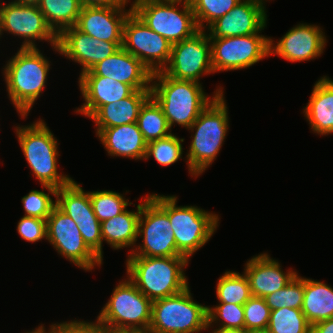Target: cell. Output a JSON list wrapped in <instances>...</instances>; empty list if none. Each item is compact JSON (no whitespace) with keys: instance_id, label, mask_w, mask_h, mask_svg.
<instances>
[{"instance_id":"obj_1","label":"cell","mask_w":333,"mask_h":333,"mask_svg":"<svg viewBox=\"0 0 333 333\" xmlns=\"http://www.w3.org/2000/svg\"><path fill=\"white\" fill-rule=\"evenodd\" d=\"M223 92L220 86L210 98L201 83L175 79L162 71L152 74L151 97L161 107L170 129L175 123L188 129L200 113Z\"/></svg>"},{"instance_id":"obj_2","label":"cell","mask_w":333,"mask_h":333,"mask_svg":"<svg viewBox=\"0 0 333 333\" xmlns=\"http://www.w3.org/2000/svg\"><path fill=\"white\" fill-rule=\"evenodd\" d=\"M185 256H128L127 278L152 302L182 292L189 285Z\"/></svg>"},{"instance_id":"obj_3","label":"cell","mask_w":333,"mask_h":333,"mask_svg":"<svg viewBox=\"0 0 333 333\" xmlns=\"http://www.w3.org/2000/svg\"><path fill=\"white\" fill-rule=\"evenodd\" d=\"M50 61L36 48H21L4 66L9 95L21 118H26L46 86Z\"/></svg>"},{"instance_id":"obj_4","label":"cell","mask_w":333,"mask_h":333,"mask_svg":"<svg viewBox=\"0 0 333 333\" xmlns=\"http://www.w3.org/2000/svg\"><path fill=\"white\" fill-rule=\"evenodd\" d=\"M227 109L224 94L217 96L187 129L195 131L186 155L192 177L205 172L219 154L229 128Z\"/></svg>"},{"instance_id":"obj_5","label":"cell","mask_w":333,"mask_h":333,"mask_svg":"<svg viewBox=\"0 0 333 333\" xmlns=\"http://www.w3.org/2000/svg\"><path fill=\"white\" fill-rule=\"evenodd\" d=\"M15 131L28 166L41 185L59 189L73 181L68 175L58 173V141L44 120L18 125Z\"/></svg>"},{"instance_id":"obj_6","label":"cell","mask_w":333,"mask_h":333,"mask_svg":"<svg viewBox=\"0 0 333 333\" xmlns=\"http://www.w3.org/2000/svg\"><path fill=\"white\" fill-rule=\"evenodd\" d=\"M139 236L143 238V244L132 247L128 256H181L177 252L174 232L168 216V195L155 193L142 199L138 221Z\"/></svg>"},{"instance_id":"obj_7","label":"cell","mask_w":333,"mask_h":333,"mask_svg":"<svg viewBox=\"0 0 333 333\" xmlns=\"http://www.w3.org/2000/svg\"><path fill=\"white\" fill-rule=\"evenodd\" d=\"M152 301L129 279L122 280L94 322L116 330H136L148 333Z\"/></svg>"},{"instance_id":"obj_8","label":"cell","mask_w":333,"mask_h":333,"mask_svg":"<svg viewBox=\"0 0 333 333\" xmlns=\"http://www.w3.org/2000/svg\"><path fill=\"white\" fill-rule=\"evenodd\" d=\"M207 307L193 300L189 286L180 293L155 300L148 333H199L207 330Z\"/></svg>"},{"instance_id":"obj_9","label":"cell","mask_w":333,"mask_h":333,"mask_svg":"<svg viewBox=\"0 0 333 333\" xmlns=\"http://www.w3.org/2000/svg\"><path fill=\"white\" fill-rule=\"evenodd\" d=\"M176 5H182V10H178ZM131 6L144 24L171 44L190 38L199 31L190 1L134 0Z\"/></svg>"},{"instance_id":"obj_10","label":"cell","mask_w":333,"mask_h":333,"mask_svg":"<svg viewBox=\"0 0 333 333\" xmlns=\"http://www.w3.org/2000/svg\"><path fill=\"white\" fill-rule=\"evenodd\" d=\"M176 203L177 196H168V216L177 252L190 260L213 236L219 217L197 206H177Z\"/></svg>"},{"instance_id":"obj_11","label":"cell","mask_w":333,"mask_h":333,"mask_svg":"<svg viewBox=\"0 0 333 333\" xmlns=\"http://www.w3.org/2000/svg\"><path fill=\"white\" fill-rule=\"evenodd\" d=\"M271 38L257 33L210 39L214 73L249 68L270 56Z\"/></svg>"},{"instance_id":"obj_12","label":"cell","mask_w":333,"mask_h":333,"mask_svg":"<svg viewBox=\"0 0 333 333\" xmlns=\"http://www.w3.org/2000/svg\"><path fill=\"white\" fill-rule=\"evenodd\" d=\"M47 238L57 252L85 271L100 266L102 260L87 246L76 222L55 206L46 219Z\"/></svg>"},{"instance_id":"obj_13","label":"cell","mask_w":333,"mask_h":333,"mask_svg":"<svg viewBox=\"0 0 333 333\" xmlns=\"http://www.w3.org/2000/svg\"><path fill=\"white\" fill-rule=\"evenodd\" d=\"M162 72L175 79L198 83L203 74L214 73L208 32L199 30L192 37L172 44L169 62Z\"/></svg>"},{"instance_id":"obj_14","label":"cell","mask_w":333,"mask_h":333,"mask_svg":"<svg viewBox=\"0 0 333 333\" xmlns=\"http://www.w3.org/2000/svg\"><path fill=\"white\" fill-rule=\"evenodd\" d=\"M3 3H0V37L4 31L22 37L21 48H36V40H45L59 51L58 35L47 24L37 5Z\"/></svg>"},{"instance_id":"obj_15","label":"cell","mask_w":333,"mask_h":333,"mask_svg":"<svg viewBox=\"0 0 333 333\" xmlns=\"http://www.w3.org/2000/svg\"><path fill=\"white\" fill-rule=\"evenodd\" d=\"M122 47L152 73L164 69L172 50V44L144 24L133 11L124 23Z\"/></svg>"},{"instance_id":"obj_16","label":"cell","mask_w":333,"mask_h":333,"mask_svg":"<svg viewBox=\"0 0 333 333\" xmlns=\"http://www.w3.org/2000/svg\"><path fill=\"white\" fill-rule=\"evenodd\" d=\"M56 206L77 224L84 242L103 261L101 222L96 217L89 191L72 181L56 191Z\"/></svg>"},{"instance_id":"obj_17","label":"cell","mask_w":333,"mask_h":333,"mask_svg":"<svg viewBox=\"0 0 333 333\" xmlns=\"http://www.w3.org/2000/svg\"><path fill=\"white\" fill-rule=\"evenodd\" d=\"M266 1V0H265ZM267 22L264 0H241L206 30L210 39L261 33Z\"/></svg>"},{"instance_id":"obj_18","label":"cell","mask_w":333,"mask_h":333,"mask_svg":"<svg viewBox=\"0 0 333 333\" xmlns=\"http://www.w3.org/2000/svg\"><path fill=\"white\" fill-rule=\"evenodd\" d=\"M57 46L60 55L81 64V75L118 51L122 47V42L95 39L73 26L65 28L58 35Z\"/></svg>"},{"instance_id":"obj_19","label":"cell","mask_w":333,"mask_h":333,"mask_svg":"<svg viewBox=\"0 0 333 333\" xmlns=\"http://www.w3.org/2000/svg\"><path fill=\"white\" fill-rule=\"evenodd\" d=\"M318 25L300 23L288 30L276 43L270 39V55L289 62H302L318 58L326 47V36Z\"/></svg>"},{"instance_id":"obj_20","label":"cell","mask_w":333,"mask_h":333,"mask_svg":"<svg viewBox=\"0 0 333 333\" xmlns=\"http://www.w3.org/2000/svg\"><path fill=\"white\" fill-rule=\"evenodd\" d=\"M152 74L139 59L121 47L79 76H104L126 83L134 90H150Z\"/></svg>"},{"instance_id":"obj_21","label":"cell","mask_w":333,"mask_h":333,"mask_svg":"<svg viewBox=\"0 0 333 333\" xmlns=\"http://www.w3.org/2000/svg\"><path fill=\"white\" fill-rule=\"evenodd\" d=\"M82 7L75 27L90 37L108 42H122L123 27L132 6Z\"/></svg>"},{"instance_id":"obj_22","label":"cell","mask_w":333,"mask_h":333,"mask_svg":"<svg viewBox=\"0 0 333 333\" xmlns=\"http://www.w3.org/2000/svg\"><path fill=\"white\" fill-rule=\"evenodd\" d=\"M246 275L252 296L264 298L284 288L297 274L294 270L284 272L280 263L267 253L253 256L245 264Z\"/></svg>"},{"instance_id":"obj_23","label":"cell","mask_w":333,"mask_h":333,"mask_svg":"<svg viewBox=\"0 0 333 333\" xmlns=\"http://www.w3.org/2000/svg\"><path fill=\"white\" fill-rule=\"evenodd\" d=\"M80 93L85 100L76 113L91 117L101 106L120 101L135 90L126 83L104 76H79Z\"/></svg>"},{"instance_id":"obj_24","label":"cell","mask_w":333,"mask_h":333,"mask_svg":"<svg viewBox=\"0 0 333 333\" xmlns=\"http://www.w3.org/2000/svg\"><path fill=\"white\" fill-rule=\"evenodd\" d=\"M95 130L109 156L145 159L147 142L137 123Z\"/></svg>"},{"instance_id":"obj_25","label":"cell","mask_w":333,"mask_h":333,"mask_svg":"<svg viewBox=\"0 0 333 333\" xmlns=\"http://www.w3.org/2000/svg\"><path fill=\"white\" fill-rule=\"evenodd\" d=\"M312 131L318 135L333 133V80L327 76L315 82L309 102L303 109Z\"/></svg>"},{"instance_id":"obj_26","label":"cell","mask_w":333,"mask_h":333,"mask_svg":"<svg viewBox=\"0 0 333 333\" xmlns=\"http://www.w3.org/2000/svg\"><path fill=\"white\" fill-rule=\"evenodd\" d=\"M151 97L150 90H135L130 96L101 106L89 119L97 128L136 123L141 107Z\"/></svg>"},{"instance_id":"obj_27","label":"cell","mask_w":333,"mask_h":333,"mask_svg":"<svg viewBox=\"0 0 333 333\" xmlns=\"http://www.w3.org/2000/svg\"><path fill=\"white\" fill-rule=\"evenodd\" d=\"M141 213V203L137 211L125 210L113 218L101 222V235L114 250L136 246L138 239V221Z\"/></svg>"},{"instance_id":"obj_28","label":"cell","mask_w":333,"mask_h":333,"mask_svg":"<svg viewBox=\"0 0 333 333\" xmlns=\"http://www.w3.org/2000/svg\"><path fill=\"white\" fill-rule=\"evenodd\" d=\"M302 312L312 325L333 318V288L324 282L304 278Z\"/></svg>"},{"instance_id":"obj_29","label":"cell","mask_w":333,"mask_h":333,"mask_svg":"<svg viewBox=\"0 0 333 333\" xmlns=\"http://www.w3.org/2000/svg\"><path fill=\"white\" fill-rule=\"evenodd\" d=\"M37 6L57 35L75 26L82 8L79 0H41Z\"/></svg>"},{"instance_id":"obj_30","label":"cell","mask_w":333,"mask_h":333,"mask_svg":"<svg viewBox=\"0 0 333 333\" xmlns=\"http://www.w3.org/2000/svg\"><path fill=\"white\" fill-rule=\"evenodd\" d=\"M136 123L147 143L172 133L161 107L152 97L141 107Z\"/></svg>"},{"instance_id":"obj_31","label":"cell","mask_w":333,"mask_h":333,"mask_svg":"<svg viewBox=\"0 0 333 333\" xmlns=\"http://www.w3.org/2000/svg\"><path fill=\"white\" fill-rule=\"evenodd\" d=\"M216 286V297L219 303L244 305L252 297L249 282L244 273L226 271L219 277Z\"/></svg>"},{"instance_id":"obj_32","label":"cell","mask_w":333,"mask_h":333,"mask_svg":"<svg viewBox=\"0 0 333 333\" xmlns=\"http://www.w3.org/2000/svg\"><path fill=\"white\" fill-rule=\"evenodd\" d=\"M312 326L301 309L280 308L272 310L265 333H311Z\"/></svg>"},{"instance_id":"obj_33","label":"cell","mask_w":333,"mask_h":333,"mask_svg":"<svg viewBox=\"0 0 333 333\" xmlns=\"http://www.w3.org/2000/svg\"><path fill=\"white\" fill-rule=\"evenodd\" d=\"M89 195L93 211L100 222L121 214L132 204L122 194L110 190L89 191Z\"/></svg>"},{"instance_id":"obj_34","label":"cell","mask_w":333,"mask_h":333,"mask_svg":"<svg viewBox=\"0 0 333 333\" xmlns=\"http://www.w3.org/2000/svg\"><path fill=\"white\" fill-rule=\"evenodd\" d=\"M297 273L282 289L264 297L270 310L280 308L302 309L304 300V277Z\"/></svg>"},{"instance_id":"obj_35","label":"cell","mask_w":333,"mask_h":333,"mask_svg":"<svg viewBox=\"0 0 333 333\" xmlns=\"http://www.w3.org/2000/svg\"><path fill=\"white\" fill-rule=\"evenodd\" d=\"M239 1L241 0H190L199 30L208 28L218 18L229 13Z\"/></svg>"},{"instance_id":"obj_36","label":"cell","mask_w":333,"mask_h":333,"mask_svg":"<svg viewBox=\"0 0 333 333\" xmlns=\"http://www.w3.org/2000/svg\"><path fill=\"white\" fill-rule=\"evenodd\" d=\"M184 138H179L173 133L169 136L147 143L145 160L151 156L161 166H169L182 159Z\"/></svg>"},{"instance_id":"obj_37","label":"cell","mask_w":333,"mask_h":333,"mask_svg":"<svg viewBox=\"0 0 333 333\" xmlns=\"http://www.w3.org/2000/svg\"><path fill=\"white\" fill-rule=\"evenodd\" d=\"M43 189L48 190V193L40 190H31L21 201L25 211L24 216L38 217L46 220L52 209L56 206V200L54 201L50 194L56 197L57 189L48 185H42Z\"/></svg>"},{"instance_id":"obj_38","label":"cell","mask_w":333,"mask_h":333,"mask_svg":"<svg viewBox=\"0 0 333 333\" xmlns=\"http://www.w3.org/2000/svg\"><path fill=\"white\" fill-rule=\"evenodd\" d=\"M208 328L218 321L221 324L218 328H240L245 330L243 305L219 303L215 307H207Z\"/></svg>"},{"instance_id":"obj_39","label":"cell","mask_w":333,"mask_h":333,"mask_svg":"<svg viewBox=\"0 0 333 333\" xmlns=\"http://www.w3.org/2000/svg\"><path fill=\"white\" fill-rule=\"evenodd\" d=\"M245 330L249 333H265L270 320V308L265 299L252 296L244 305Z\"/></svg>"},{"instance_id":"obj_40","label":"cell","mask_w":333,"mask_h":333,"mask_svg":"<svg viewBox=\"0 0 333 333\" xmlns=\"http://www.w3.org/2000/svg\"><path fill=\"white\" fill-rule=\"evenodd\" d=\"M18 234L27 242H37L47 238L46 220L23 216L17 224Z\"/></svg>"},{"instance_id":"obj_41","label":"cell","mask_w":333,"mask_h":333,"mask_svg":"<svg viewBox=\"0 0 333 333\" xmlns=\"http://www.w3.org/2000/svg\"><path fill=\"white\" fill-rule=\"evenodd\" d=\"M47 333H96V328L93 326V322L71 320L52 323Z\"/></svg>"},{"instance_id":"obj_42","label":"cell","mask_w":333,"mask_h":333,"mask_svg":"<svg viewBox=\"0 0 333 333\" xmlns=\"http://www.w3.org/2000/svg\"><path fill=\"white\" fill-rule=\"evenodd\" d=\"M130 0H79L82 7L125 6Z\"/></svg>"},{"instance_id":"obj_43","label":"cell","mask_w":333,"mask_h":333,"mask_svg":"<svg viewBox=\"0 0 333 333\" xmlns=\"http://www.w3.org/2000/svg\"><path fill=\"white\" fill-rule=\"evenodd\" d=\"M311 333H333V318L312 325Z\"/></svg>"},{"instance_id":"obj_44","label":"cell","mask_w":333,"mask_h":333,"mask_svg":"<svg viewBox=\"0 0 333 333\" xmlns=\"http://www.w3.org/2000/svg\"><path fill=\"white\" fill-rule=\"evenodd\" d=\"M93 326L96 328V333H143L140 331H136V330H116V329H111V328H107V327H102L99 325H96L93 322Z\"/></svg>"},{"instance_id":"obj_45","label":"cell","mask_w":333,"mask_h":333,"mask_svg":"<svg viewBox=\"0 0 333 333\" xmlns=\"http://www.w3.org/2000/svg\"><path fill=\"white\" fill-rule=\"evenodd\" d=\"M210 333H249L246 330L240 328H216Z\"/></svg>"},{"instance_id":"obj_46","label":"cell","mask_w":333,"mask_h":333,"mask_svg":"<svg viewBox=\"0 0 333 333\" xmlns=\"http://www.w3.org/2000/svg\"><path fill=\"white\" fill-rule=\"evenodd\" d=\"M41 0H14L12 2L23 5H38Z\"/></svg>"},{"instance_id":"obj_47","label":"cell","mask_w":333,"mask_h":333,"mask_svg":"<svg viewBox=\"0 0 333 333\" xmlns=\"http://www.w3.org/2000/svg\"><path fill=\"white\" fill-rule=\"evenodd\" d=\"M26 333H47V332H46V328L44 327V325L41 324L40 326H38L34 330H32L30 332H26Z\"/></svg>"}]
</instances>
